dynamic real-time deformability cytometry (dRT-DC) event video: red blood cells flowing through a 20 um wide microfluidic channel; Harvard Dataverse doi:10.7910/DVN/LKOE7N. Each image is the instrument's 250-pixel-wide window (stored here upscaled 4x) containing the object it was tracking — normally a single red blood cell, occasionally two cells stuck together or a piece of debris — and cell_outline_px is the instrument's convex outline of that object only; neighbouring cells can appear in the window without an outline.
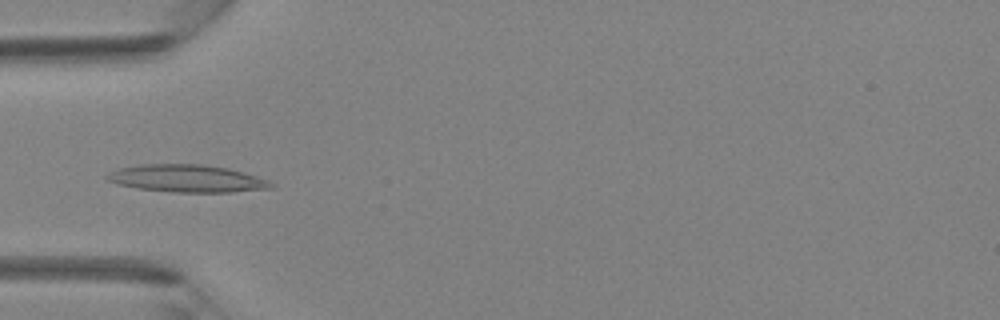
{"species": "Egyptian fruit bat (a non-hibernating species)", "species_latin": "Rousettus aegyptiacus", "temperature_condition": "room temperature", "stored_images_in_passage": 34, "camera_frame_rate_fps": 3000, "um_per_image_px": 0.085, "animal": {"sex": "female"}, "frame": {"image": 1, "passage_image": 6, "time_ms": 1.667, "image_size_px": [1000, 320], "cell_outline_px": [[276, 188], [232, 192], [172, 192], [136, 188], [116, 184], [108, 180], [104, 176], [120, 168], [140, 164], [200, 164], [228, 168], [256, 176], [268, 180], [276, 184]], "centroid_in_image_um": [15.93, 15.18], "position_along_channel_um": 69.1, "area_um2": 26.3}}
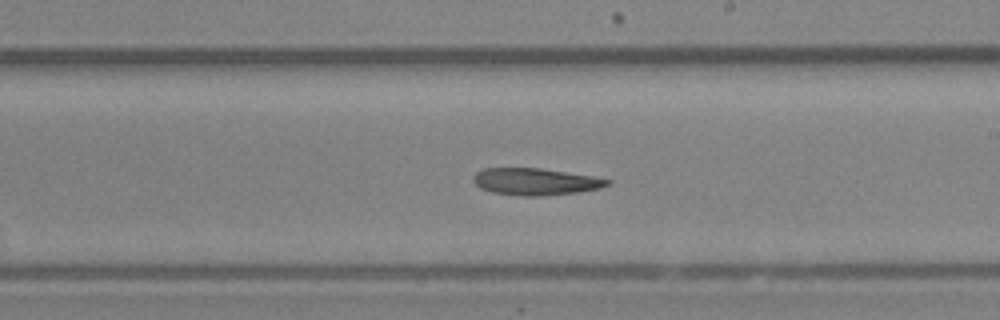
{"frame": {"image": 2, "passage_image": 17, "time_ms": 5.333, "image_size_px": [1000, 320], "cell_outline_px": [[612, 184], [600, 188], [580, 192], [540, 196], [524, 196], [492, 192], [480, 188], [472, 180], [472, 176], [476, 172], [484, 168], [540, 168], [596, 176], [612, 180]], "centroid_in_image_um": [45.55, 15.43], "position_along_channel_um": 243.4, "area_um2": 21.27}}
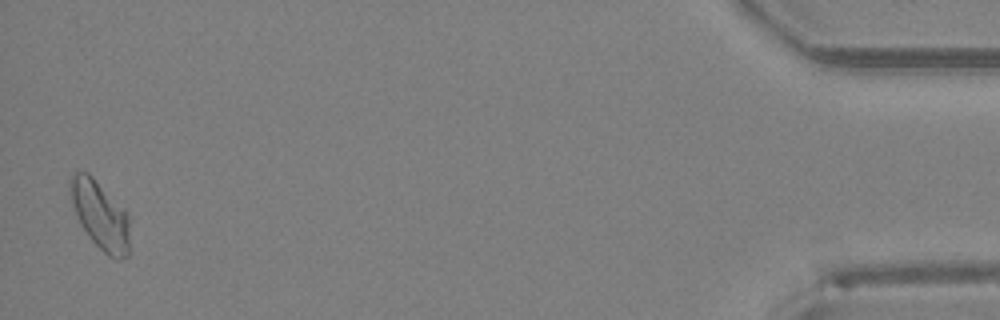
{"frame": {"image": 3, "passage_image": 34, "time_ms": 11.0, "image_size_px": [1000, 320], "cell_outline_px": [[128, 256], [120, 260], [116, 260], [108, 256], [88, 236], [80, 224], [72, 204], [68, 184], [68, 180], [76, 172], [88, 172], [92, 176], [128, 216]], "centroid_in_image_um": [8.47, 18.31], "position_along_channel_um": 426.7, "area_um2": 23.06}}